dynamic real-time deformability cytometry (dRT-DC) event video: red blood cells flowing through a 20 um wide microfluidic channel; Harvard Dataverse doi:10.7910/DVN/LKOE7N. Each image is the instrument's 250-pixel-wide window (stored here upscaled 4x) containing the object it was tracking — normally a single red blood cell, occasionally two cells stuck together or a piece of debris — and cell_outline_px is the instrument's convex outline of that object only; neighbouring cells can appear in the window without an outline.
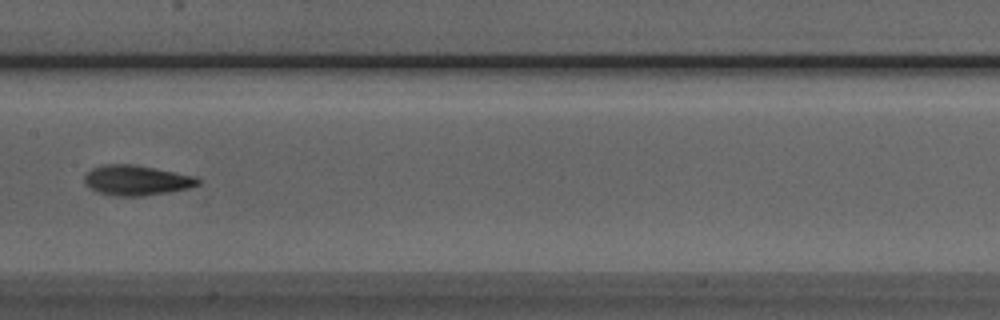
{"species": "Egyptian fruit bat (a non-hibernating species)", "species_latin": "Rousettus aegyptiacus", "temperature_condition": "room temperature", "stored_images_in_passage": 6, "camera_frame_rate_fps": 3000, "um_per_image_px": 0.085, "animal": {"sex": "male"}, "frame": {"image": 1, "passage_image": 6, "time_ms": 6.667, "image_size_px": [1000, 320], "cell_outline_px": [[200, 184], [188, 188], [168, 192], [144, 196], [112, 196], [96, 192], [88, 188], [84, 184], [84, 176], [92, 168], [104, 164], [132, 164], [196, 176], [200, 180]], "centroid_in_image_um": [11.56, 15.33], "position_along_channel_um": 195.8, "area_um2": 20.06}}